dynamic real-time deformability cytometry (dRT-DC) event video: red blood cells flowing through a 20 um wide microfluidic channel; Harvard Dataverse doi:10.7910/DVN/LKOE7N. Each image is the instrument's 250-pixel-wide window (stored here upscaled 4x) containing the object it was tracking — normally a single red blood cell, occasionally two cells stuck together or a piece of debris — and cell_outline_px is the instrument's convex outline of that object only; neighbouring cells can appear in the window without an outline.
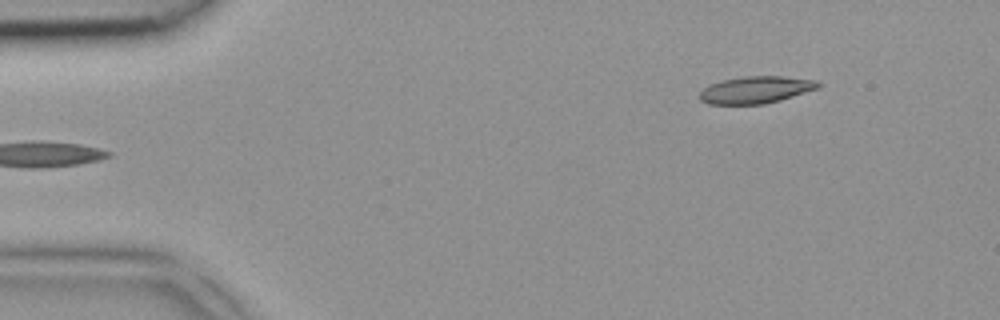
{"species": "common noctule bat (a hibernating species)", "species_latin": "Nyctalus noctula", "temperature_condition": "room temperature", "stored_images_in_passage": 5, "segment_of_instrument_passage": [2, 2], "camera_frame_rate_fps": 3000, "um_per_image_px": 0.085, "animal": {"sex": "female", "body_mass_g": 18.4}, "frame": {"image": 1, "passage_image": 5, "time_ms": 1.333, "image_size_px": [1000, 320], "cell_outline_px": [[820, 88], [780, 100], [764, 104], [708, 104], [700, 100], [700, 92], [708, 84], [724, 80], [744, 76], [784, 76], [816, 80], [820, 84]], "centroid_in_image_um": [64.25, 7.63], "position_along_channel_um": 20.7, "area_um2": 18.73}}